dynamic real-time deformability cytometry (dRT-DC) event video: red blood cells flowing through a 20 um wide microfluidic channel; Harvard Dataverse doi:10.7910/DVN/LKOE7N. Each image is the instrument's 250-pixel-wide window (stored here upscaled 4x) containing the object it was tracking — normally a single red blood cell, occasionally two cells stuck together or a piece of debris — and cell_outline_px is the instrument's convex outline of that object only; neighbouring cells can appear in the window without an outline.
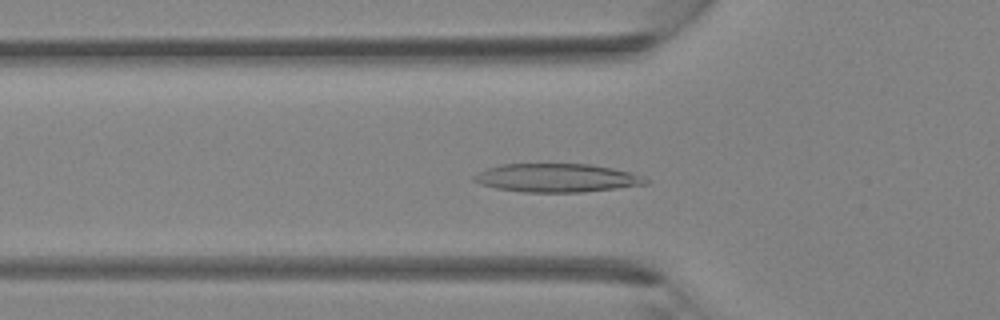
{"species": "Egyptian fruit bat (a non-hibernating species)", "species_latin": "Rousettus aegyptiacus", "temperature_condition": "room temperature", "stored_images_in_passage": 38, "camera_frame_rate_fps": 3000, "um_per_image_px": 0.085, "animal": {"sex": "female"}, "frame": {"image": 1, "passage_image": 12, "time_ms": 3.667, "image_size_px": [1000, 320], "cell_outline_px": [[652, 180], [648, 184], [584, 192], [524, 192], [496, 188], [480, 184], [472, 180], [472, 176], [484, 168], [500, 164], [592, 164], [612, 168], [628, 172]], "centroid_in_image_um": [47.29, 15.12], "position_along_channel_um": 78.5, "area_um2": 28.61}}
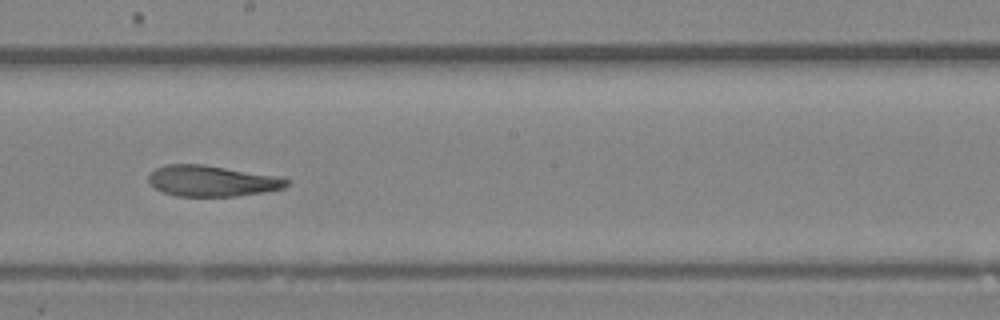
{"frame": {"image": 2, "passage_image": 21, "time_ms": 6.667, "image_size_px": [1000, 320], "cell_outline_px": [[292, 180], [284, 188], [236, 196], [176, 196], [164, 192], [156, 188], [148, 180], [148, 176], [156, 168], [168, 164], [204, 164], [284, 176]], "centroid_in_image_um": [18.09, 15.36], "position_along_channel_um": 230.1, "area_um2": 25.09}}
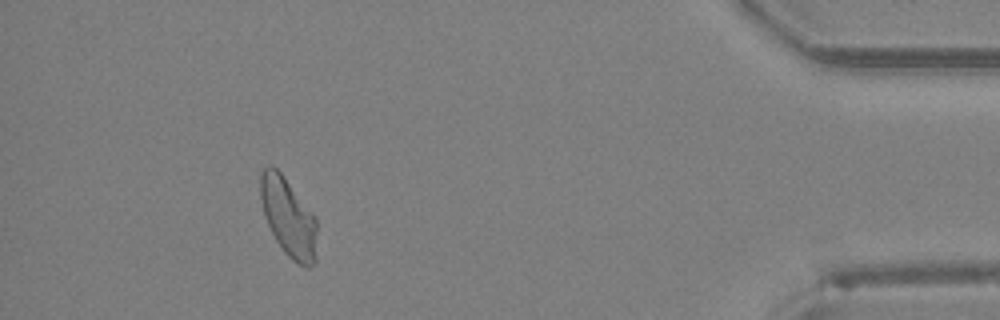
{"frame": {"image": 3, "passage_image": 35, "time_ms": 11.333, "image_size_px": [1000, 320], "cell_outline_px": [[316, 260], [308, 268], [304, 268], [292, 260], [284, 252], [276, 240], [264, 216], [260, 200], [260, 176], [264, 168], [268, 164], [272, 164], [280, 172], [316, 216]], "centroid_in_image_um": [24.51, 18.47], "position_along_channel_um": 410.7, "area_um2": 26.01}}